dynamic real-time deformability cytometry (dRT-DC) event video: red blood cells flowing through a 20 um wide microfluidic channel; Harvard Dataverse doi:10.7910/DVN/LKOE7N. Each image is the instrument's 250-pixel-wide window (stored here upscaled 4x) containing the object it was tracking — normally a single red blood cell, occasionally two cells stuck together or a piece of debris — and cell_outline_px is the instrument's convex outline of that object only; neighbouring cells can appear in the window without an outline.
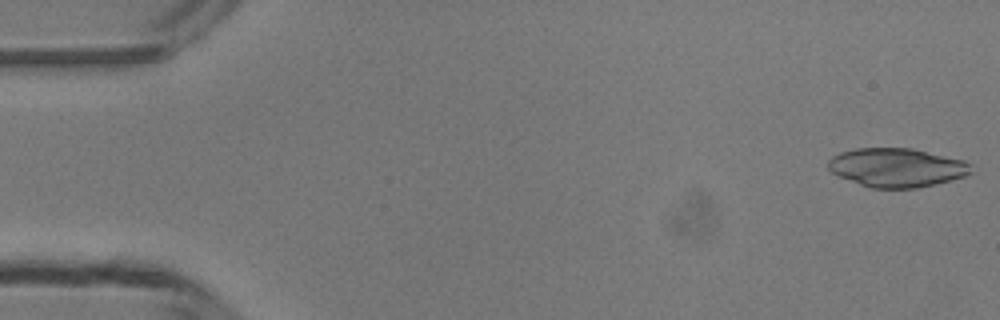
{"species": "common noctule bat (a hibernating species)", "species_latin": "Nyctalus noctula", "temperature_condition": "room temperature", "stored_images_in_passage": 47, "camera_frame_rate_fps": 3000, "um_per_image_px": 0.085, "animal": {"sex": "male", "body_mass_g": 13.3}, "frame": {"image": 1, "passage_image": 1, "time_ms": 0.0, "image_size_px": [1000, 320], "cell_outline_px": [[972, 172], [964, 176], [952, 180], [916, 188], [872, 188], [860, 184], [840, 176], [832, 172], [828, 168], [828, 160], [832, 156], [840, 152], [856, 148], [912, 148], [964, 160], [972, 164]], "centroid_in_image_um": [76.24, 14.23], "position_along_channel_um": 8.8, "area_um2": 32.31}}